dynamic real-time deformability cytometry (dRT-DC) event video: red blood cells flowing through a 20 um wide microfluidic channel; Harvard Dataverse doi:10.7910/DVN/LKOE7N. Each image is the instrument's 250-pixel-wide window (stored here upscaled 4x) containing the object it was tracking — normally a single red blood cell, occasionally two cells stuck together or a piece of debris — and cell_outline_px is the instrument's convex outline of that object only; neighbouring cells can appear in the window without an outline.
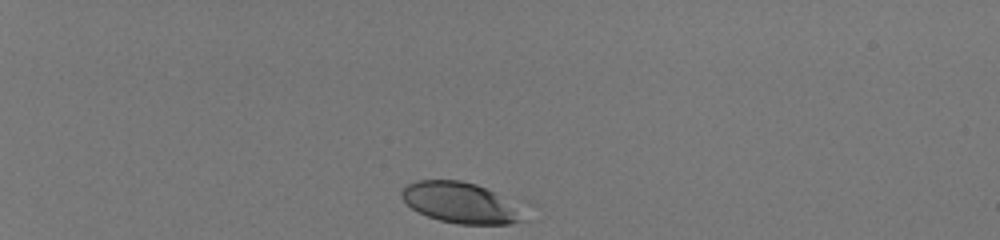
{"species": "human", "species_latin": "Homo sapiens", "temperature_condition": "room temperature", "stored_images_in_passage": 35, "camera_frame_rate_fps": 3000, "um_per_image_px": 0.085, "donor": {"sex": "male"}, "frame": {"image": 1, "passage_image": 1, "time_ms": 0.0, "image_size_px": [1000, 240], "cell_outline_px": [[536, 204], [528, 220], [512, 224], [460, 224], [440, 220], [428, 216], [412, 208], [400, 196], [400, 192], [408, 184], [416, 180], [460, 180], [476, 184], [528, 200]], "centroid_in_image_um": [39.59, 17.23], "position_along_channel_um": 45.4, "area_um2": 31.62}}
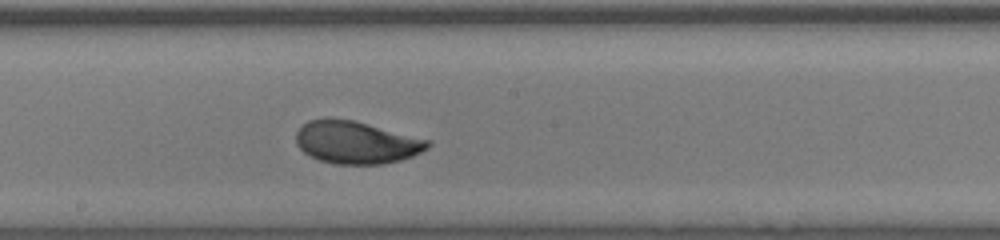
{"frame": {"image": 2, "passage_image": 20, "time_ms": 6.333, "image_size_px": [1000, 240], "cell_outline_px": [[432, 144], [428, 148], [412, 156], [400, 160], [384, 164], [336, 164], [320, 160], [304, 152], [296, 144], [296, 132], [308, 120], [356, 120], [432, 140]], "centroid_in_image_um": [30.35, 12.11], "position_along_channel_um": 217.9, "area_um2": 32.48}}
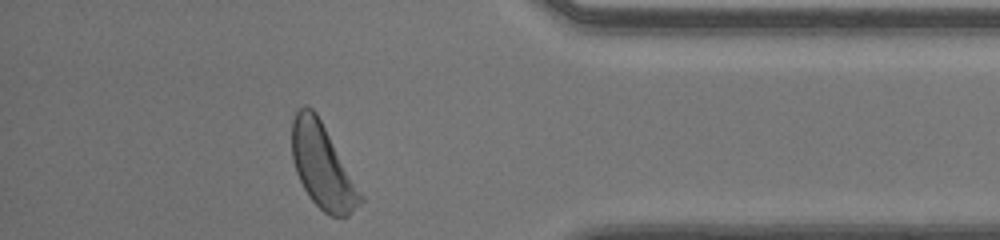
{"frame": {"image": 3, "passage_image": 35, "time_ms": 11.333, "image_size_px": [1000, 240], "cell_outline_px": [[364, 200], [348, 216], [332, 216], [324, 212], [308, 196], [296, 172], [292, 160], [292, 120], [296, 112], [304, 104], [312, 108], [316, 112], [364, 196]], "centroid_in_image_um": [27.4, 14.12], "position_along_channel_um": 407.8, "area_um2": 33.41}, "authors_computed_cell_mechanics": {"area_um2": 31.9056, "velocity_mm_per_s": 4.0706, "shape_relaxation_time_tau1_ms": 1.9661, "shape_relaxation_time_tau2_ms": null, "deformation_change_tau1": 0.1228, "deformation_change_tau2": null}}